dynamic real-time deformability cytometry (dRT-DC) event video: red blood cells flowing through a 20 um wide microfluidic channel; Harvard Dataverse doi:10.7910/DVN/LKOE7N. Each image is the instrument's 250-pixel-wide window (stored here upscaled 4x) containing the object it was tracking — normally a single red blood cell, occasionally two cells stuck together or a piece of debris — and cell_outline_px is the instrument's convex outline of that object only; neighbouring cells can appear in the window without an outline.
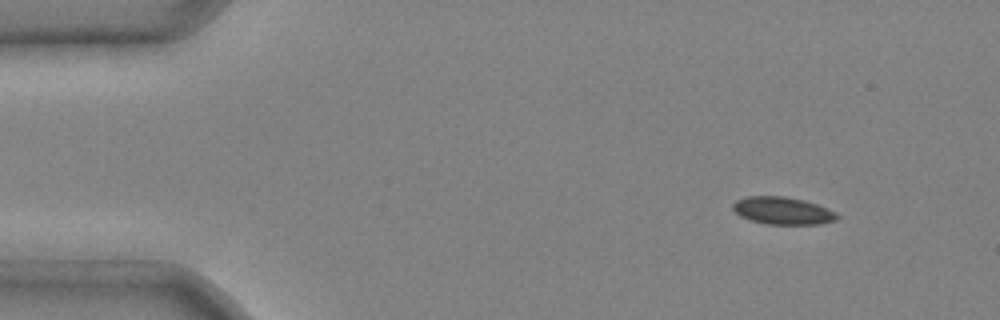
{"species": "common noctule bat (a hibernating species)", "species_latin": "Nyctalus noctula", "temperature_condition": "cold", "stored_images_in_passage": 3, "camera_frame_rate_fps": 3000, "um_per_image_px": 0.085, "animal": {"sex": "male", "body_mass_g": 20.4}, "frame": {"image": 1, "passage_image": 1, "time_ms": 0.0, "image_size_px": [1000, 320], "cell_outline_px": [[840, 216], [836, 220], [820, 224], [764, 224], [740, 216], [732, 208], [732, 204], [736, 200], [748, 196], [784, 196], [804, 200], [816, 204], [836, 212]], "centroid_in_image_um": [66.53, 17.91], "position_along_channel_um": 18.5, "area_um2": 16.65}}